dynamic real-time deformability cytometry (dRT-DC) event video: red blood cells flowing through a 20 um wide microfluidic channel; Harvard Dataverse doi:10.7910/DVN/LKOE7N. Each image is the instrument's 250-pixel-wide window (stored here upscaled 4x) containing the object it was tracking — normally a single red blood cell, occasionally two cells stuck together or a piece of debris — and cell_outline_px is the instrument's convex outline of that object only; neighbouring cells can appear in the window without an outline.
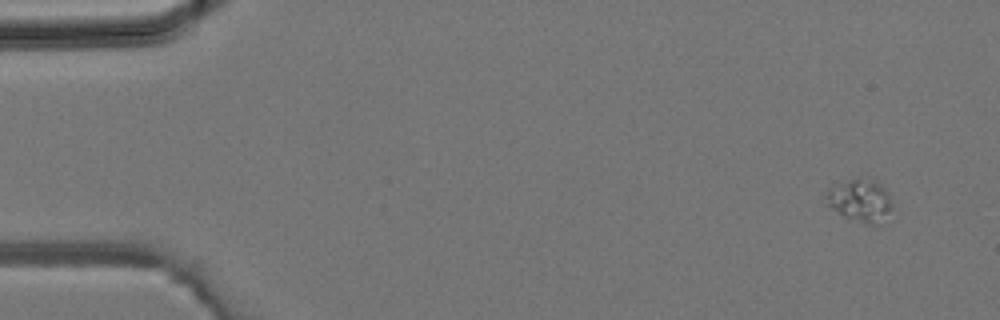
{"species": "common noctule bat (a hibernating species)", "species_latin": "Nyctalus noctula", "temperature_condition": "room temperature", "stored_images_in_passage": 3, "camera_frame_rate_fps": 3000, "um_per_image_px": 0.085, "animal": {"sex": "male", "body_mass_g": 19.2, "forearm_length_mm": 51.8}, "frame": {"image": 1, "passage_image": 3, "time_ms": 0.667, "image_size_px": [1000, 320], "cell_outline_px": [[892, 208], [880, 224], [864, 224], [844, 216], [832, 208], [828, 204], [824, 196], [828, 188], [856, 176], [860, 176], [876, 180], [884, 188], [892, 204]], "centroid_in_image_um": [73.1, 17.01], "position_along_channel_um": 11.9, "area_um2": 16.53}}